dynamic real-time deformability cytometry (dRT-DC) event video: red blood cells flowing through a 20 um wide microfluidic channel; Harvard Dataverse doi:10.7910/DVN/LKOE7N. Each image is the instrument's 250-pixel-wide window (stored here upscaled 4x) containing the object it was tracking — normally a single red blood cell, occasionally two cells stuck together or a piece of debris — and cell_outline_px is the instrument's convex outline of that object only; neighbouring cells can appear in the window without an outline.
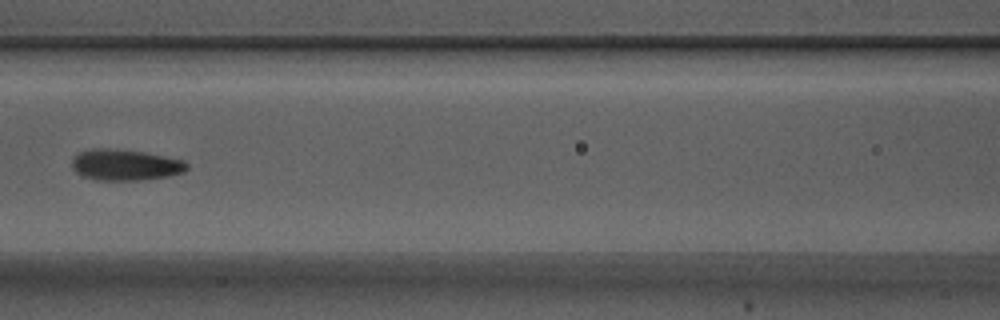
{"species": "Egyptian fruit bat (a non-hibernating species)", "species_latin": "Rousettus aegyptiacus", "temperature_condition": "warm", "stored_images_in_passage": 9, "camera_frame_rate_fps": 3000, "um_per_image_px": 0.085, "animal": {"sex": "male"}, "frame": {"image": 1, "passage_image": 7, "time_ms": 2.0, "image_size_px": [1000, 320], "cell_outline_px": [[188, 168], [184, 172], [168, 176], [140, 180], [96, 180], [80, 176], [72, 168], [72, 156], [80, 152], [92, 148], [108, 148], [144, 152], [184, 160], [188, 164]], "centroid_in_image_um": [10.61, 14.01], "position_along_channel_um": 156.0, "area_um2": 20.98}}
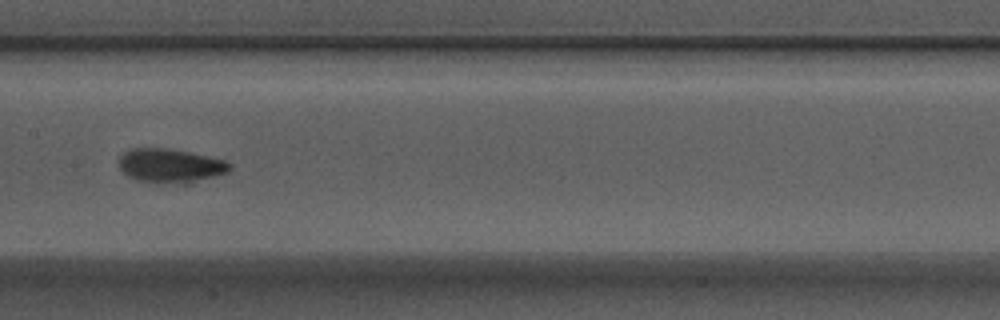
{"frame": {"image": 2, "passage_image": 8, "time_ms": 2.333, "image_size_px": [1000, 320], "cell_outline_px": [[232, 168], [228, 172], [184, 184], [156, 184], [136, 180], [128, 176], [120, 168], [120, 156], [128, 148], [168, 148], [188, 152], [224, 160], [232, 164]], "centroid_in_image_um": [14.45, 14.1], "position_along_channel_um": 192.9, "area_um2": 22.08}}
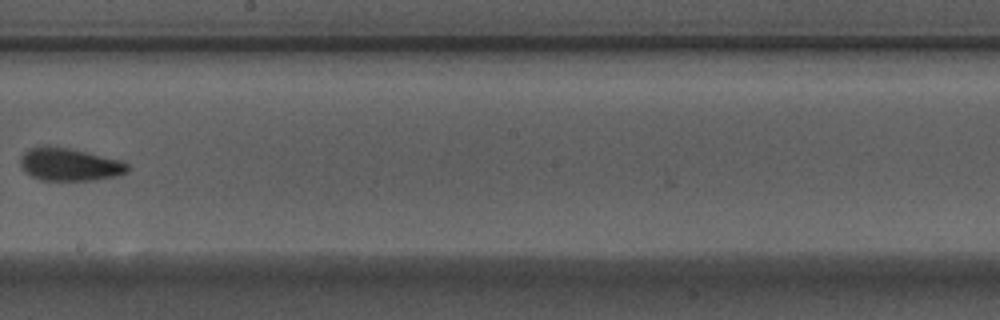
{"frame": {"image": 3, "passage_image": 9, "time_ms": 2.667, "image_size_px": [1000, 320], "cell_outline_px": [[128, 172], [96, 180], [40, 180], [24, 172], [20, 164], [20, 156], [28, 148], [44, 144], [48, 144], [88, 152], [120, 160], [128, 164]], "centroid_in_image_um": [5.84, 13.95], "position_along_channel_um": 242.4, "area_um2": 20.69}}